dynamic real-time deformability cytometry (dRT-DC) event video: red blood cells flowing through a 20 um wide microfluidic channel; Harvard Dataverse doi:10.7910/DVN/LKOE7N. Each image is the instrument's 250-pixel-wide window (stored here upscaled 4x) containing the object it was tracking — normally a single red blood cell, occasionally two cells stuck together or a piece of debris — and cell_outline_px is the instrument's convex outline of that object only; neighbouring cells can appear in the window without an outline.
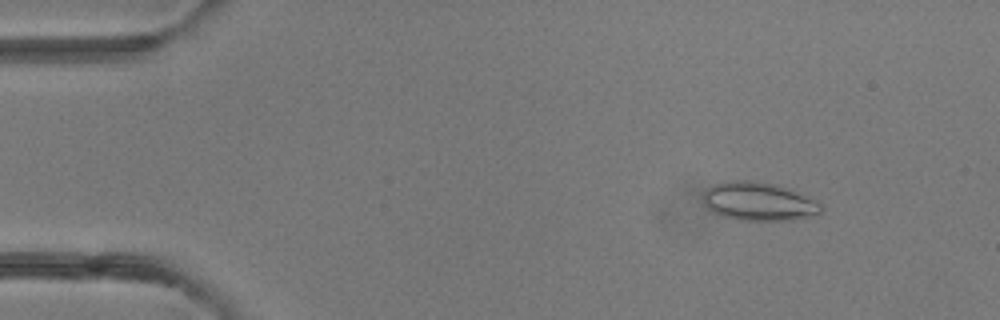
{"species": "common noctule bat (a hibernating species)", "species_latin": "Nyctalus noctula", "temperature_condition": "room temperature", "stored_images_in_passage": 49, "camera_frame_rate_fps": 3000, "um_per_image_px": 0.085, "animal": {"sex": "female"}, "frame": {"image": 1, "passage_image": 6, "time_ms": 1.667, "image_size_px": [1000, 320], "cell_outline_px": [[824, 208], [820, 216], [792, 220], [740, 220], [720, 216], [712, 212], [704, 204], [704, 192], [712, 184], [728, 180], [752, 180], [776, 184], [792, 188], [816, 200]], "centroid_in_image_um": [64.55, 17.12], "position_along_channel_um": 20.4, "area_um2": 27.17}}
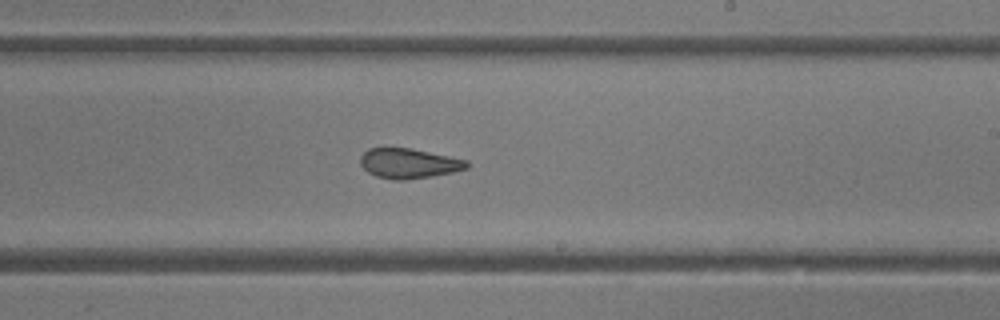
{"frame": {"image": 2, "passage_image": 29, "time_ms": 9.333, "image_size_px": [1000, 320], "cell_outline_px": [[468, 168], [452, 172], [432, 176], [408, 180], [396, 180], [376, 176], [368, 172], [360, 164], [360, 156], [368, 148], [412, 148], [468, 160]], "centroid_in_image_um": [34.74, 13.88], "position_along_channel_um": 254.3, "area_um2": 18.61}}
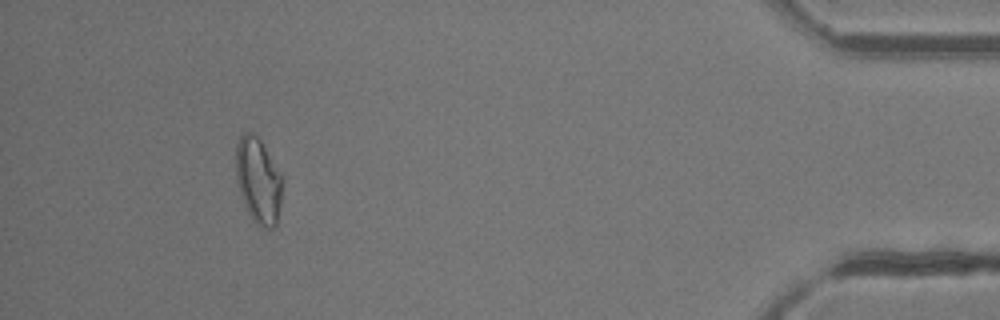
{"frame": {"image": 3, "passage_image": 45, "time_ms": 14.667, "image_size_px": [1000, 320], "cell_outline_px": [[284, 180], [276, 228], [260, 228], [252, 220], [240, 196], [236, 180], [236, 144], [240, 136], [244, 132], [252, 132], [260, 140], [284, 176]], "centroid_in_image_um": [21.97, 15.38], "position_along_channel_um": 413.2, "area_um2": 23.76}, "authors_computed_cell_mechanics": {"area_um2": 21.3282, "velocity_mm_per_s": 4.2172, "shape_relaxation_time_tau1_ms": null, "shape_relaxation_time_tau2_ms": 1.2822, "deformation_change_tau1": null, "deformation_change_tau2": 0.063}}